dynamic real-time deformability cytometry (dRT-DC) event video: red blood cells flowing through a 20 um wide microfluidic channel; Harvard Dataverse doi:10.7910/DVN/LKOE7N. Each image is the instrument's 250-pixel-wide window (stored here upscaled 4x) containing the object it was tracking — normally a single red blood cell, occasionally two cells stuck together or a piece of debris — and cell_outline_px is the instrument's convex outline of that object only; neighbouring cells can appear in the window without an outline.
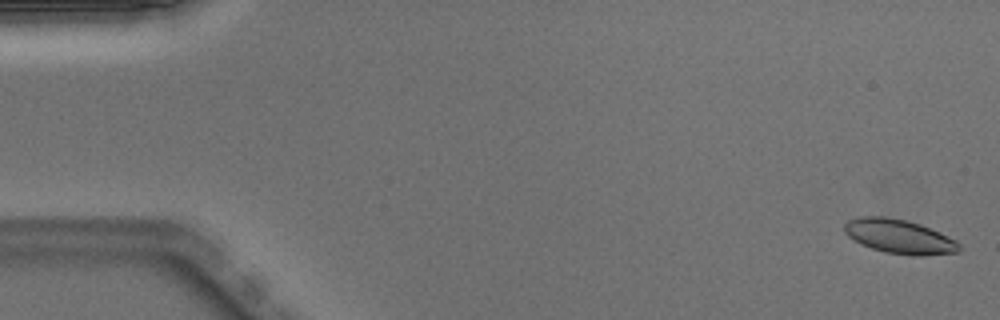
{"species": "Egyptian fruit bat (a non-hibernating species)", "species_latin": "Rousettus aegyptiacus", "temperature_condition": "warm", "stored_images_in_passage": 50, "camera_frame_rate_fps": 3000, "um_per_image_px": 0.085, "animal": {"sex": "male"}, "frame": {"image": 1, "passage_image": 1, "time_ms": 0.0, "image_size_px": [1000, 320], "cell_outline_px": [[964, 248], [960, 252], [924, 256], [912, 256], [884, 252], [860, 244], [848, 236], [844, 232], [844, 224], [848, 220], [860, 216], [884, 216], [908, 220], [920, 224], [956, 240]], "centroid_in_image_um": [76.46, 20.11], "position_along_channel_um": 8.5, "area_um2": 23.18}}
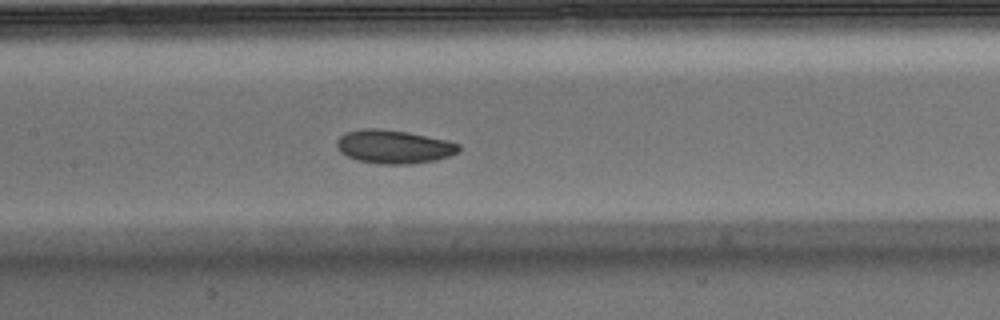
{"frame": {"image": 2, "passage_image": 24, "time_ms": 7.667, "image_size_px": [1000, 320], "cell_outline_px": [[460, 152], [436, 160], [412, 164], [380, 164], [356, 160], [340, 152], [336, 144], [336, 140], [344, 132], [364, 128], [380, 128], [408, 132], [448, 140], [460, 144]], "centroid_in_image_um": [33.48, 12.46], "position_along_channel_um": 173.9, "area_um2": 24.1}}
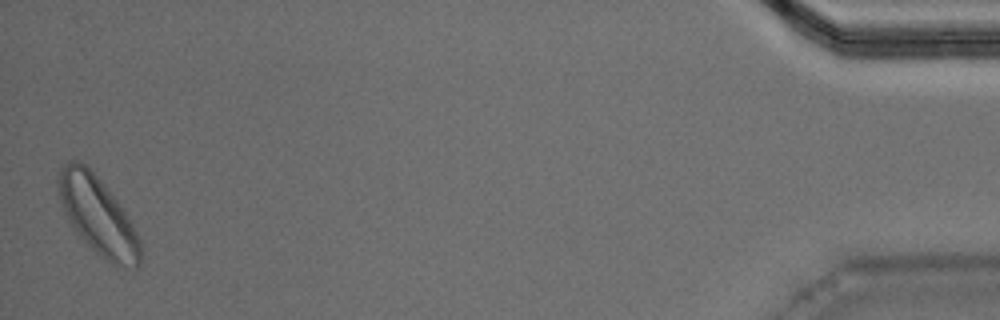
{"frame": {"image": 3, "passage_image": 50, "time_ms": 16.333, "image_size_px": [1000, 320], "cell_outline_px": [[140, 264], [136, 268], [116, 268], [100, 256], [72, 228], [60, 200], [56, 180], [56, 176], [60, 168], [68, 160], [80, 160], [100, 180], [116, 200], [128, 216], [140, 240]], "centroid_in_image_um": [8.3, 18.34], "position_along_channel_um": 426.9, "area_um2": 37.05}, "authors_computed_cell_mechanics": {"area_um2": 23.5824, "velocity_mm_per_s": 3.9647, "shape_relaxation_time_tau1_ms": 1.6451, "shape_relaxation_time_tau2_ms": 7.9897, "deformation_change_tau1": 0.0776, "deformation_change_tau2": 0.1486}}